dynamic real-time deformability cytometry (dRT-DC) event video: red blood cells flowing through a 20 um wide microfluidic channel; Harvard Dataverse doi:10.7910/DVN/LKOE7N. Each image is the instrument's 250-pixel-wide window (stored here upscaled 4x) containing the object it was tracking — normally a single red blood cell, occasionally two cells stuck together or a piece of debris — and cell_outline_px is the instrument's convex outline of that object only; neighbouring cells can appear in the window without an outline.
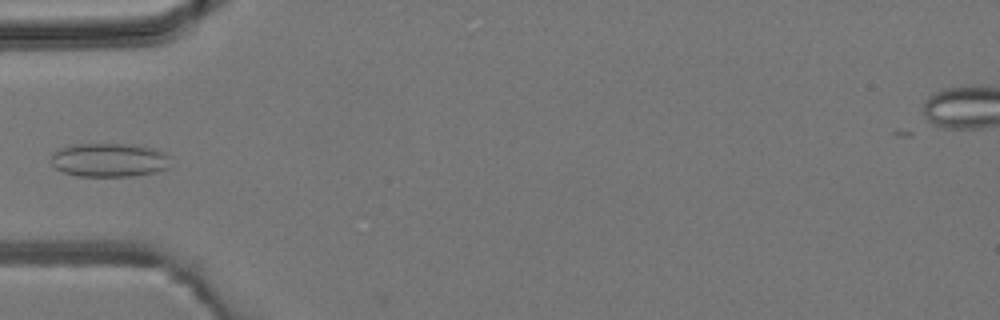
{"species": "common noctule bat (a hibernating species)", "species_latin": "Nyctalus noctula", "temperature_condition": "room temperature", "stored_images_in_passage": 7, "camera_frame_rate_fps": 3000, "um_per_image_px": 0.085, "animal": {"sex": "male", "body_mass_g": 19.2, "forearm_length_mm": 51.8}, "frame": {"image": 1, "passage_image": 5, "time_ms": 4.667, "image_size_px": [1000, 320], "cell_outline_px": [[168, 168], [156, 172], [132, 176], [80, 176], [64, 172], [56, 168], [52, 164], [52, 152], [60, 148], [72, 144], [144, 144], [160, 152], [164, 156]], "centroid_in_image_um": [9.22, 13.59], "position_along_channel_um": 75.8, "area_um2": 23.29}}
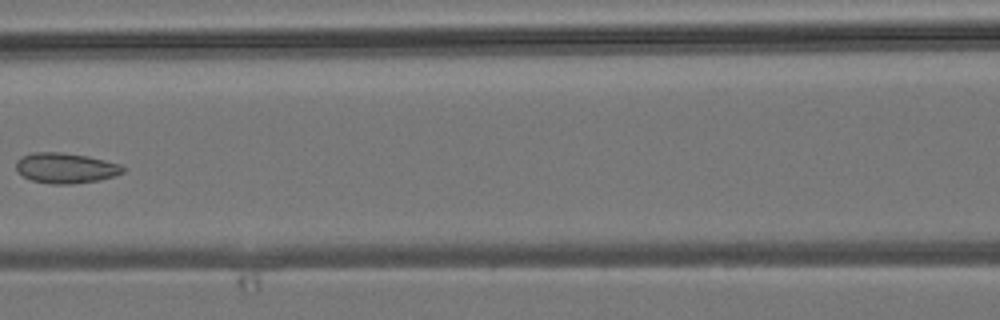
{"frame": {"image": 2, "passage_image": 7, "time_ms": 6.667, "image_size_px": [1000, 320], "cell_outline_px": [[124, 172], [100, 180], [68, 184], [52, 184], [32, 180], [24, 176], [16, 168], [16, 160], [20, 156], [32, 152], [60, 152], [88, 156], [120, 164], [124, 168]], "centroid_in_image_um": [5.56, 14.27], "position_along_channel_um": 161.0, "area_um2": 18.79}}